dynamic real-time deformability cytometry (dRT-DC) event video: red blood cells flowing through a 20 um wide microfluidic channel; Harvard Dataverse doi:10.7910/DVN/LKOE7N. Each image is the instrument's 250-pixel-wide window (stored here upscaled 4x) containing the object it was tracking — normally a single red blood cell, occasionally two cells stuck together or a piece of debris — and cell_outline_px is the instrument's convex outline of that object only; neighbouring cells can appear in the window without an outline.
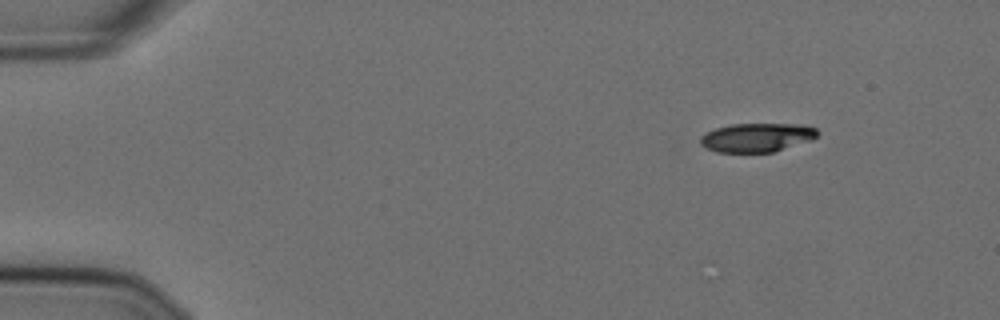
{"species": "Egyptian fruit bat (a non-hibernating species)", "species_latin": "Rousettus aegyptiacus", "temperature_condition": "cold", "stored_images_in_passage": 32, "camera_frame_rate_fps": 3000, "um_per_image_px": 0.085, "animal": {"sex": "female"}, "frame": {"image": 1, "passage_image": 1, "time_ms": 0.0, "image_size_px": [1000, 320], "cell_outline_px": [[820, 132], [812, 140], [772, 152], [716, 152], [704, 148], [700, 144], [700, 136], [716, 128], [732, 124], [804, 124], [816, 128]], "centroid_in_image_um": [64.34, 11.68], "position_along_channel_um": 20.7, "area_um2": 19.77}}
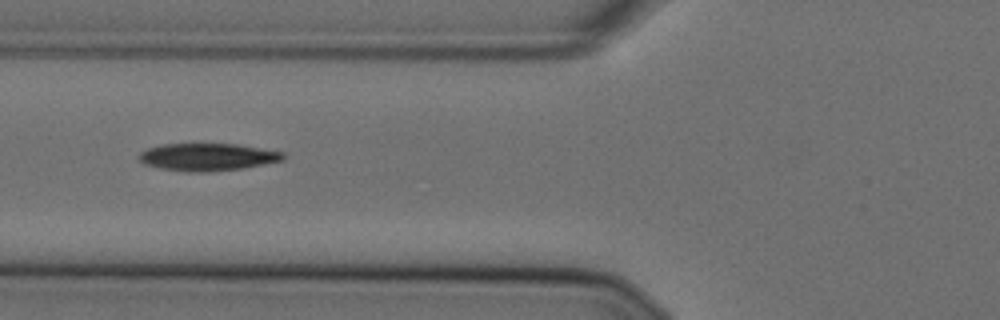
{"frame": {"image": 2, "passage_image": 16, "time_ms": 5.0, "image_size_px": [1000, 320], "cell_outline_px": [[284, 160], [244, 168], [208, 172], [188, 172], [160, 168], [144, 164], [136, 156], [140, 152], [148, 148], [160, 144], [236, 144], [284, 152]], "centroid_in_image_um": [17.61, 13.35], "position_along_channel_um": 108.2, "area_um2": 23.12}}
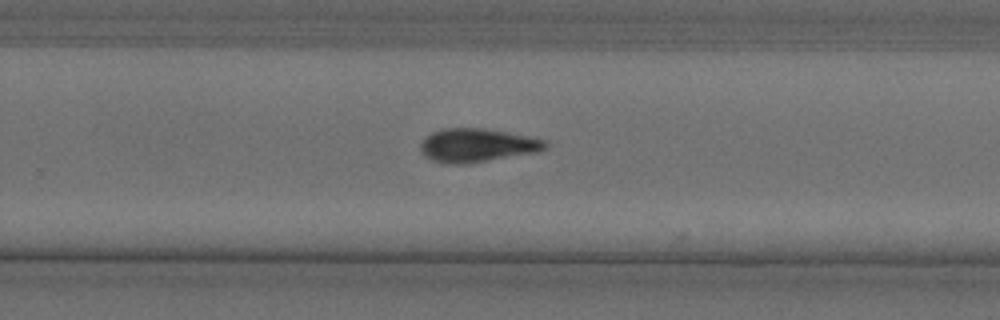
{"frame": {"image": 3, "passage_image": 31, "time_ms": 10.0, "image_size_px": [1000, 320], "cell_outline_px": [[548, 148], [540, 152], [468, 164], [448, 164], [432, 160], [424, 156], [420, 152], [420, 144], [432, 132], [444, 128], [484, 128], [528, 136], [548, 140]], "centroid_in_image_um": [40.6, 12.36], "position_along_channel_um": 289.2, "area_um2": 24.74}}